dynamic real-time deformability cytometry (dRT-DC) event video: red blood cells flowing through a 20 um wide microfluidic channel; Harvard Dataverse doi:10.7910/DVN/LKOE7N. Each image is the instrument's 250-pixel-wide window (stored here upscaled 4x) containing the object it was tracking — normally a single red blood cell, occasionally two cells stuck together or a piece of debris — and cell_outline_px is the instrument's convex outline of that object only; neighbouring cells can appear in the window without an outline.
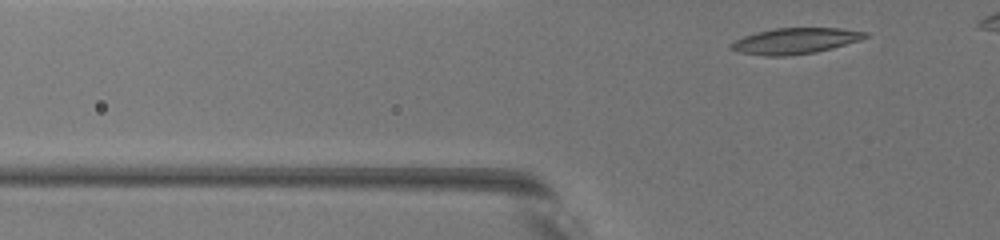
{"species": "common noctule bat (a hibernating species)", "species_latin": "Nyctalus noctula", "temperature_condition": "warm", "stored_images_in_passage": 23, "camera_frame_rate_fps": 3000, "um_per_image_px": 0.085, "animal": {"sex": "female", "body_mass_g": 19.5, "forearm_length_mm": 54.1}, "frame": {"image": 1, "passage_image": 2, "time_ms": 0.333, "image_size_px": [1000, 240], "cell_outline_px": [[868, 36], [860, 40], [832, 48], [816, 52], [784, 56], [764, 56], [736, 52], [728, 48], [728, 44], [744, 36], [756, 32], [776, 28], [840, 28], [868, 32]], "centroid_in_image_um": [67.54, 3.48], "position_along_channel_um": 58.3, "area_um2": 20.35}}
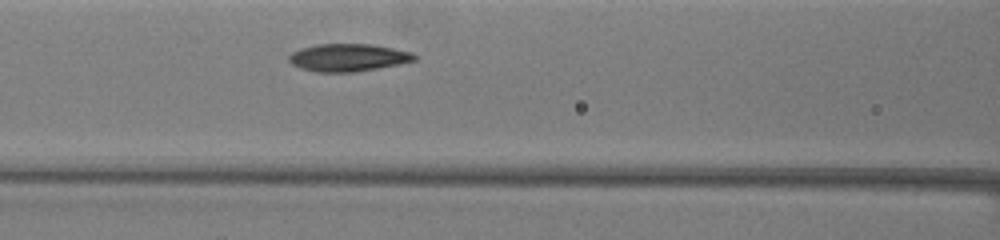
{"frame": {"image": 2, "passage_image": 11, "time_ms": 3.333, "image_size_px": [1000, 240], "cell_outline_px": [[416, 60], [400, 64], [356, 72], [316, 72], [300, 68], [292, 64], [288, 60], [288, 56], [292, 52], [300, 48], [316, 44], [368, 44], [392, 48], [412, 52], [416, 56]], "centroid_in_image_um": [29.57, 4.9], "position_along_channel_um": 137.0, "area_um2": 20.23}}
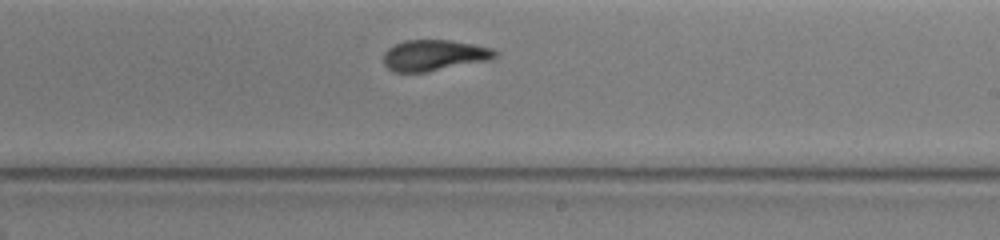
{"frame": {"image": 3, "passage_image": 22, "time_ms": 7.0, "image_size_px": [1000, 240], "cell_outline_px": [[496, 56], [492, 60], [428, 72], [392, 72], [384, 64], [384, 52], [388, 48], [404, 40], [452, 40], [492, 48], [496, 52]], "centroid_in_image_um": [36.91, 4.71], "position_along_channel_um": 252.1, "area_um2": 20.29}}